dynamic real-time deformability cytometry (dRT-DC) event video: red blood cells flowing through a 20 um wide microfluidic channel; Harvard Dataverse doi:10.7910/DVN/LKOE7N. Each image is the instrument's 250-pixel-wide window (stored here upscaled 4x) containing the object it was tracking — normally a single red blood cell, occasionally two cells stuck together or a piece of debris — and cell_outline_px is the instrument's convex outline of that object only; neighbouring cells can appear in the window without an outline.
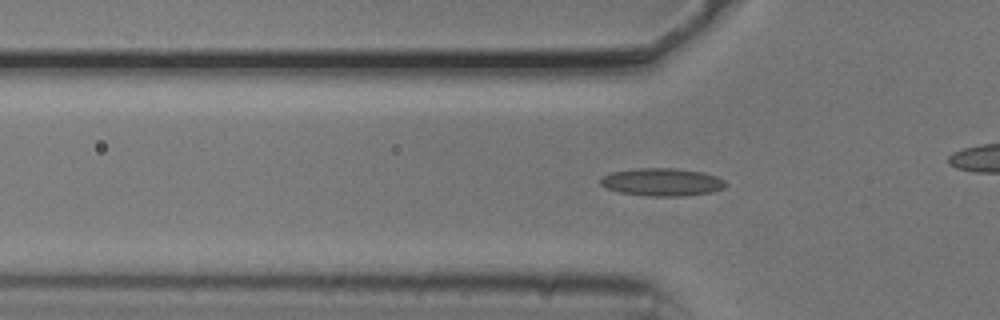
{"species": "common noctule bat (a hibernating species)", "species_latin": "Nyctalus noctula", "temperature_condition": "cold", "stored_images_in_passage": 43, "camera_frame_rate_fps": 3000, "um_per_image_px": 0.085, "animal": {"sex": "male", "body_mass_g": 20.5, "forearm_length_mm": 52.5}, "frame": {"image": 1, "passage_image": 17, "time_ms": 5.333, "image_size_px": [1000, 320], "cell_outline_px": [[728, 184], [724, 188], [712, 192], [684, 196], [648, 196], [620, 192], [608, 188], [600, 184], [600, 180], [604, 176], [612, 172], [636, 168], [676, 168], [700, 172], [716, 176], [724, 180]], "centroid_in_image_um": [56.3, 15.48], "position_along_channel_um": 69.5, "area_um2": 20.17}}
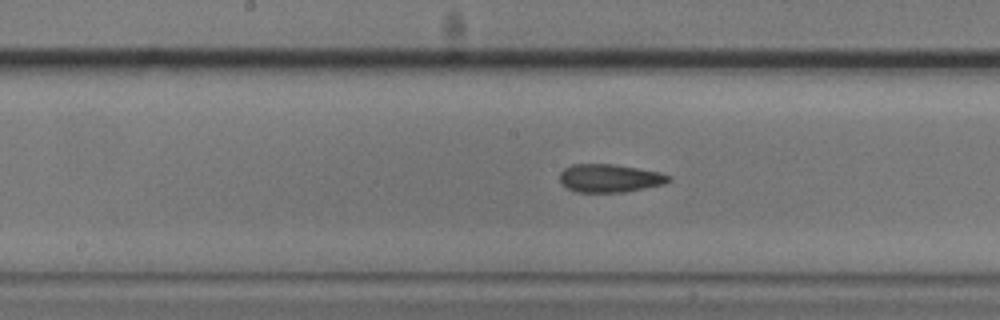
{"frame": {"image": 2, "passage_image": 27, "time_ms": 8.667, "image_size_px": [1000, 320], "cell_outline_px": [[672, 180], [664, 184], [624, 192], [576, 192], [568, 188], [560, 180], [560, 172], [564, 168], [572, 164], [612, 164], [660, 172], [672, 176]], "centroid_in_image_um": [51.84, 15.14], "position_along_channel_um": 196.4, "area_um2": 17.8}}
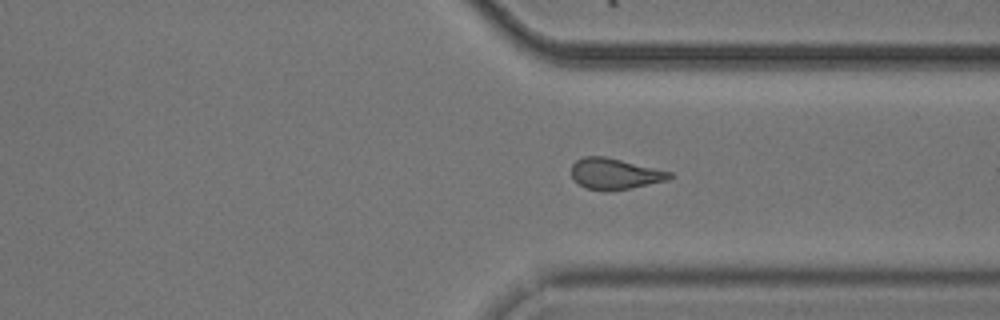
{"frame": {"image": 3, "passage_image": 40, "time_ms": 13.0, "image_size_px": [1000, 320], "cell_outline_px": [[672, 176], [668, 180], [628, 188], [584, 188], [572, 180], [572, 164], [576, 160], [584, 156], [604, 156], [672, 172]], "centroid_in_image_um": [52.23, 14.73], "position_along_channel_um": 359.2, "area_um2": 17.11}}